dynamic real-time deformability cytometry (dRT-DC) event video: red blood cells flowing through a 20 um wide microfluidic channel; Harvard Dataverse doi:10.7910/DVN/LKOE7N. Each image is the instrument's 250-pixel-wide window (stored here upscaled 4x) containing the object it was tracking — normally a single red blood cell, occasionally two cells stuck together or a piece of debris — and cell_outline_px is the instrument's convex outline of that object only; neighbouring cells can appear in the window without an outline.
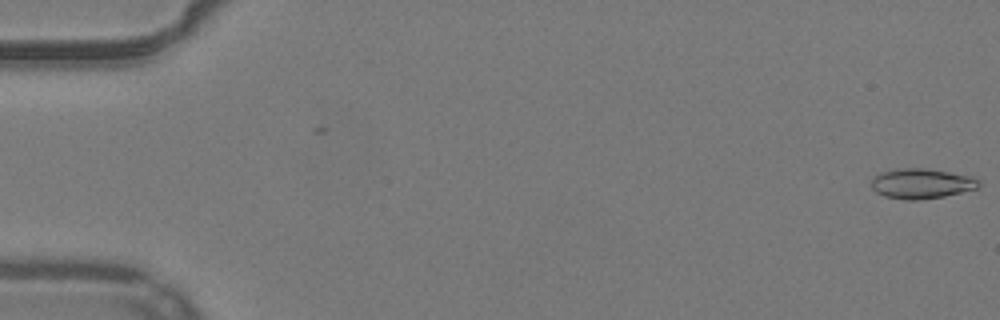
{"species": "common noctule bat (a hibernating species)", "species_latin": "Nyctalus noctula", "temperature_condition": "warm", "stored_images_in_passage": 54, "camera_frame_rate_fps": 3000, "um_per_image_px": 0.085, "animal": {"sex": "male", "body_mass_g": 19.2, "forearm_length_mm": 51.8}, "frame": {"image": 1, "passage_image": 1, "time_ms": 0.0, "image_size_px": [1000, 320], "cell_outline_px": [[980, 184], [976, 188], [944, 196], [920, 200], [904, 200], [884, 196], [876, 192], [872, 188], [872, 176], [880, 172], [896, 168], [924, 168], [972, 176], [980, 180]], "centroid_in_image_um": [78.28, 15.6], "position_along_channel_um": 6.7, "area_um2": 18.9}}
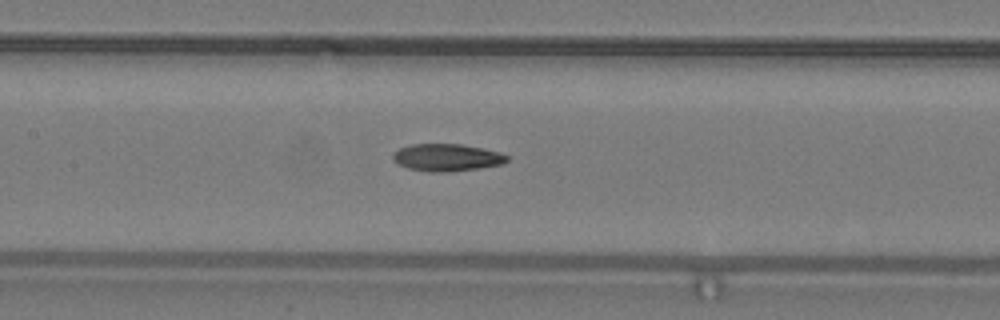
{"frame": {"image": 2, "passage_image": 26, "time_ms": 8.333, "image_size_px": [1000, 320], "cell_outline_px": [[508, 160], [500, 164], [476, 168], [448, 172], [428, 172], [408, 168], [392, 160], [392, 156], [400, 148], [412, 144], [460, 144], [484, 148], [500, 152], [508, 156]], "centroid_in_image_um": [37.97, 13.38], "position_along_channel_um": 169.4, "area_um2": 17.98}}
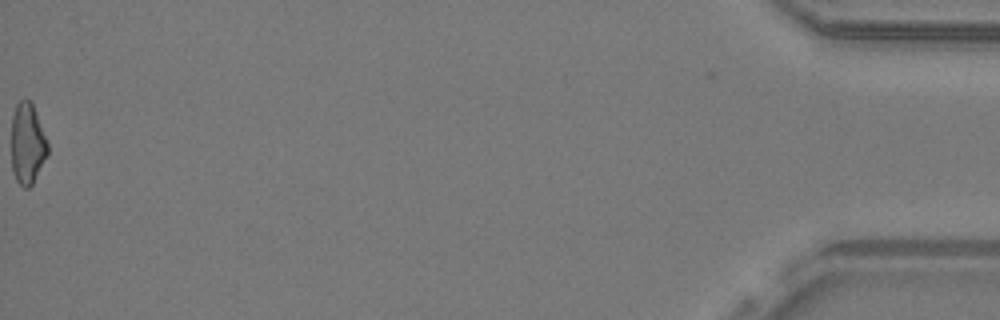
{"frame": {"image": 3, "passage_image": 54, "time_ms": 17.667, "image_size_px": [1000, 320], "cell_outline_px": [[48, 156], [32, 184], [28, 188], [24, 188], [16, 180], [12, 172], [12, 116], [16, 104], [20, 100], [28, 100], [32, 104], [36, 112], [48, 144]], "centroid_in_image_um": [2.33, 12.24], "position_along_channel_um": 432.9, "area_um2": 17.11}, "authors_computed_cell_mechanics": {"area_um2": 18.0336, "velocity_mm_per_s": 3.9365, "shape_relaxation_time_tau1_ms": null, "shape_relaxation_time_tau2_ms": 7.7909, "deformation_change_tau1": null, "deformation_change_tau2": 0.185}}